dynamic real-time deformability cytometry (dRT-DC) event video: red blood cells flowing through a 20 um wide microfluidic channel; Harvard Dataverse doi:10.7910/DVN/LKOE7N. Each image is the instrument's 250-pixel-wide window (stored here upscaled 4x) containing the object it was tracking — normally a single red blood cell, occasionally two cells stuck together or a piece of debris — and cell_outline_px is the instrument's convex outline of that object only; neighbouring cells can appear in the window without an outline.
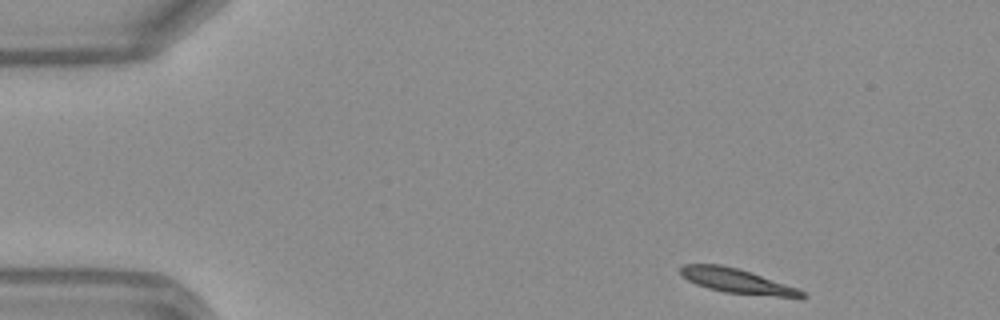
{"species": "Egyptian fruit bat (a non-hibernating species)", "species_latin": "Rousettus aegyptiacus", "temperature_condition": "warm", "stored_images_in_passage": 44, "camera_frame_rate_fps": 3000, "um_per_image_px": 0.085, "frame": {"image": 1, "passage_image": 1, "time_ms": 0.0, "image_size_px": [1000, 320], "cell_outline_px": [[808, 296], [804, 300], [724, 292], [708, 288], [696, 284], [688, 280], [676, 268], [684, 264], [720, 264], [740, 268], [752, 272], [796, 288], [804, 292]], "centroid_in_image_um": [62.73, 23.91], "position_along_channel_um": 22.3, "area_um2": 17.92}}
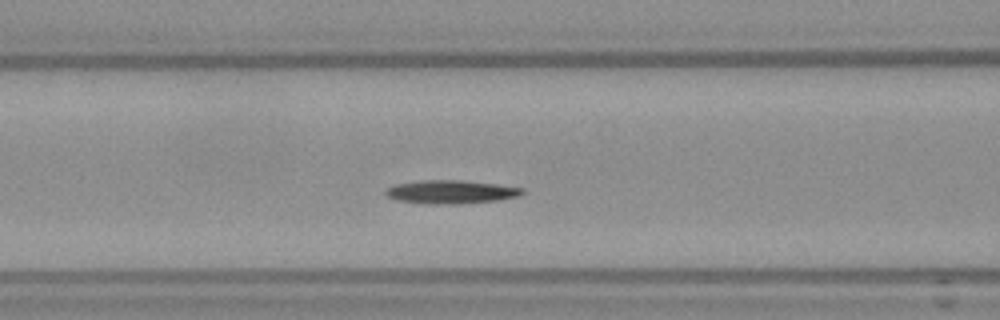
{"frame": {"image": 2, "passage_image": 15, "time_ms": 4.667, "image_size_px": [1000, 320], "cell_outline_px": [[524, 192], [520, 196], [500, 200], [460, 204], [432, 204], [396, 200], [388, 196], [384, 192], [388, 188], [396, 184], [420, 180], [464, 180], [496, 184], [524, 188]], "centroid_in_image_um": [38.37, 16.31], "position_along_channel_um": 128.2, "area_um2": 18.73}}
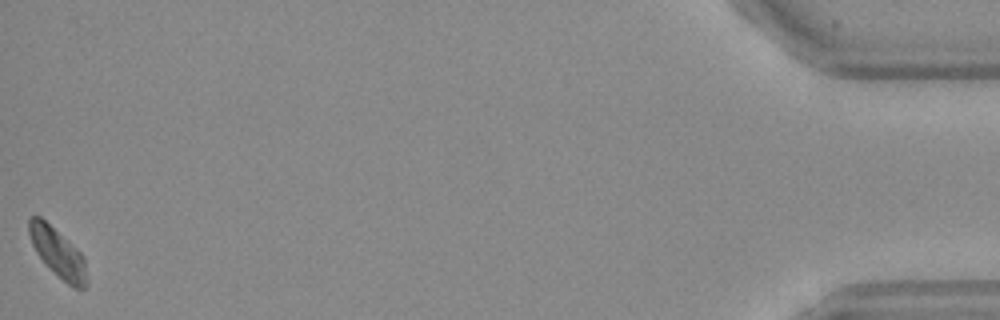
{"frame": {"image": 3, "passage_image": 44, "time_ms": 14.333, "image_size_px": [1000, 320], "cell_outline_px": [[88, 284], [84, 288], [72, 288], [44, 264], [36, 252], [32, 244], [28, 232], [28, 220], [32, 216], [40, 216], [76, 248], [80, 252], [84, 260], [88, 280]], "centroid_in_image_um": [4.9, 21.51], "position_along_channel_um": 430.3, "area_um2": 16.47}}